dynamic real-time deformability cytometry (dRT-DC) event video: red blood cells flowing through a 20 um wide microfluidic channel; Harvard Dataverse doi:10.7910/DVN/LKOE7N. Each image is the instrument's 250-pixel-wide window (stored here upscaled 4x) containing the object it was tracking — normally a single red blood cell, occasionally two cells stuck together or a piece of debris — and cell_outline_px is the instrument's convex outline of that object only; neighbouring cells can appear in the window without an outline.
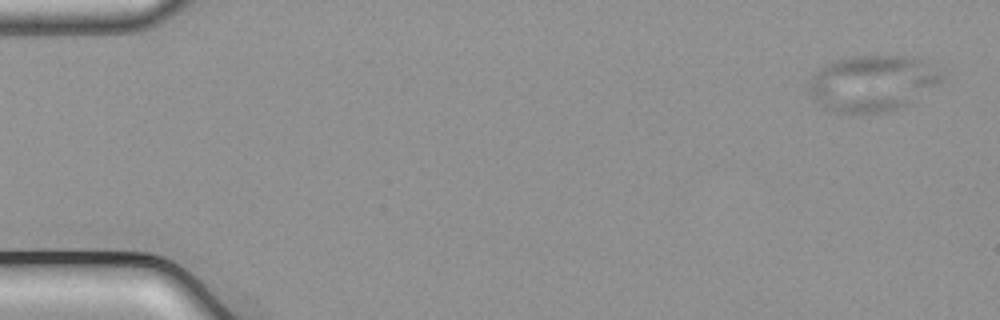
{"species": "common noctule bat (a hibernating species)", "species_latin": "Nyctalus noctula", "temperature_condition": "cold", "stored_images_in_passage": 52, "camera_frame_rate_fps": 3000, "um_per_image_px": 0.085, "animal": {"sex": "male", "body_mass_g": 21.5, "forearm_length_mm": 52.0}, "frame": {"image": 1, "passage_image": 1, "time_ms": 0.0, "image_size_px": [1000, 320], "cell_outline_px": [[944, 80], [900, 108], [884, 112], [828, 112], [812, 96], [808, 88], [808, 84], [812, 72], [836, 60], [852, 56], [912, 56], [944, 72]], "centroid_in_image_um": [74.13, 7.06], "position_along_channel_um": 10.9, "area_um2": 43.12}}
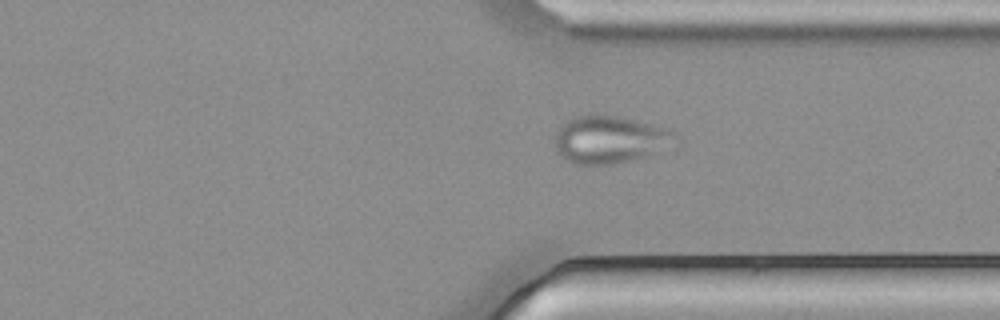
{"frame": {"image": 2, "passage_image": 39, "time_ms": 12.667, "image_size_px": [1000, 320], "cell_outline_px": [[680, 140], [676, 148], [648, 156], [616, 164], [572, 164], [560, 156], [556, 152], [556, 132], [568, 120], [576, 116], [616, 116], [652, 124], [668, 128], [680, 132]], "centroid_in_image_um": [52.0, 11.9], "position_along_channel_um": 359.4, "area_um2": 34.04}}
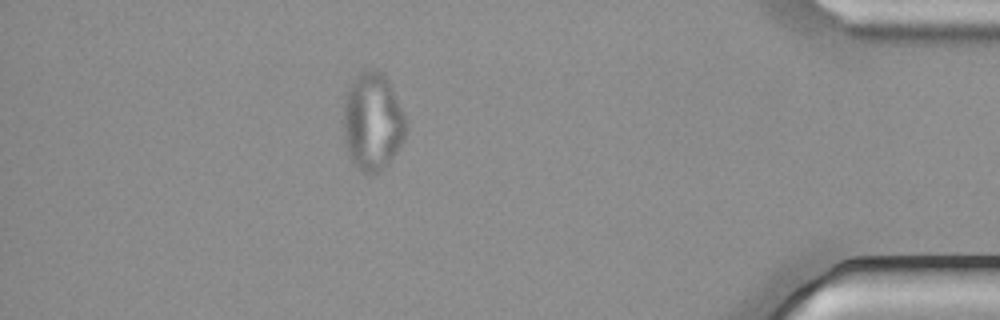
{"frame": {"image": 3, "passage_image": 46, "time_ms": 15.0, "image_size_px": [1000, 320], "cell_outline_px": [[408, 132], [400, 148], [388, 164], [384, 168], [376, 172], [360, 172], [348, 156], [344, 140], [344, 100], [348, 88], [352, 80], [360, 72], [380, 72], [388, 80], [408, 124]], "centroid_in_image_um": [31.68, 10.4], "position_along_channel_um": 403.5, "area_um2": 35.55}}